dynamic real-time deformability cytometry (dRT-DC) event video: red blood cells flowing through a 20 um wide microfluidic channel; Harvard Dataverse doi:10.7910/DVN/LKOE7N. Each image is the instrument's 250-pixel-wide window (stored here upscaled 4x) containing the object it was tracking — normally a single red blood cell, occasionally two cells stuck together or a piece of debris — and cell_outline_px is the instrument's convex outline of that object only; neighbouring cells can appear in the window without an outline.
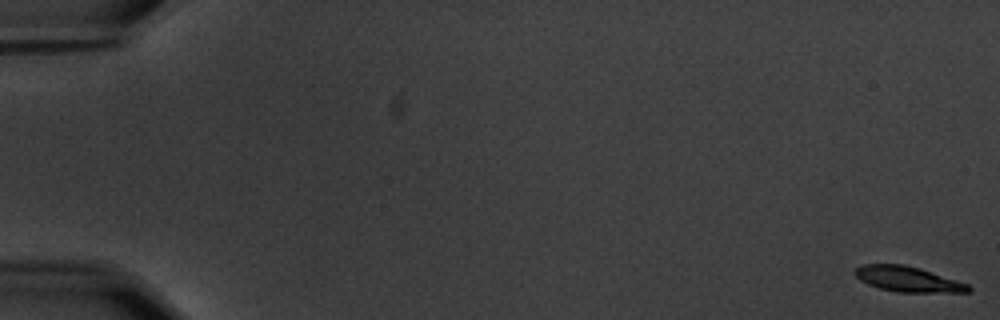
{"species": "common noctule bat (a hibernating species)", "species_latin": "Nyctalus noctula", "temperature_condition": "warm", "stored_images_in_passage": 18, "camera_frame_rate_fps": 3000, "um_per_image_px": 0.085, "animal": {"sex": "male", "body_mass_g": 20.1, "forearm_length_mm": 53.5}, "frame": {"image": 1, "passage_image": 1, "time_ms": 0.0, "image_size_px": [1000, 320], "cell_outline_px": [[972, 288], [968, 292], [896, 292], [880, 288], [868, 284], [860, 280], [852, 272], [860, 264], [904, 264], [920, 268], [968, 284]], "centroid_in_image_um": [77.13, 23.72], "position_along_channel_um": 7.9, "area_um2": 16.7}}